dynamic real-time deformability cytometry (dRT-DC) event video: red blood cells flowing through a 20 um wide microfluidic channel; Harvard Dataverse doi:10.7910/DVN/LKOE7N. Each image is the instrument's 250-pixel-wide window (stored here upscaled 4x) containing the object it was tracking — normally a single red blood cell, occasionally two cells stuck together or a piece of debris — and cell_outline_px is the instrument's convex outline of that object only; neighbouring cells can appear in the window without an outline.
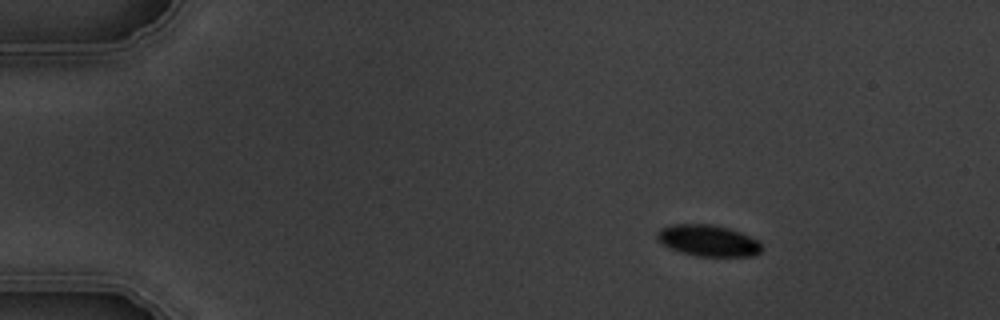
{"species": "common noctule bat (a hibernating species)", "species_latin": "Nyctalus noctula", "temperature_condition": "warm", "stored_images_in_passage": 5, "camera_frame_rate_fps": 3000, "um_per_image_px": 0.085, "animal": {"sex": "male", "body_mass_g": 19.5, "forearm_length_mm": 54.6}, "frame": {"image": 1, "passage_image": 1, "time_ms": 0.0, "image_size_px": [1000, 320], "cell_outline_px": [[764, 248], [756, 256], [696, 256], [668, 248], [656, 236], [656, 232], [660, 228], [672, 224], [712, 224], [728, 228], [740, 232], [756, 240]], "centroid_in_image_um": [60.19, 20.45], "position_along_channel_um": 24.8, "area_um2": 19.07}}
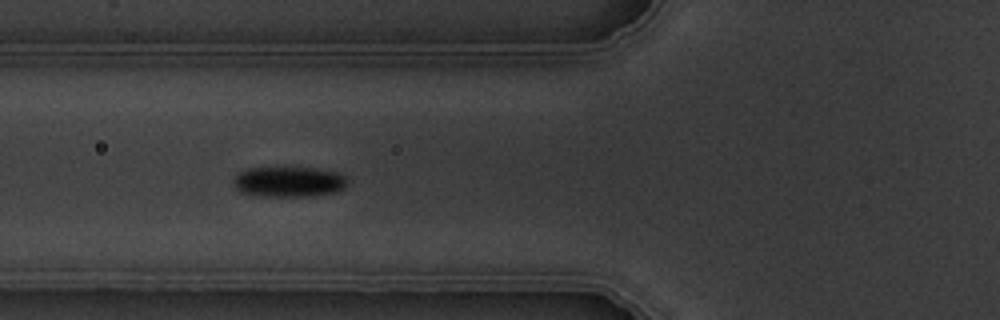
{"frame": {"image": 2, "passage_image": 4, "time_ms": 4.333, "image_size_px": [1000, 320], "cell_outline_px": [[348, 180], [344, 188], [336, 192], [312, 196], [260, 196], [240, 192], [232, 184], [232, 180], [240, 172], [248, 168], [316, 168], [340, 172], [348, 176]], "centroid_in_image_um": [24.59, 15.45], "position_along_channel_um": 101.2, "area_um2": 20.4}}
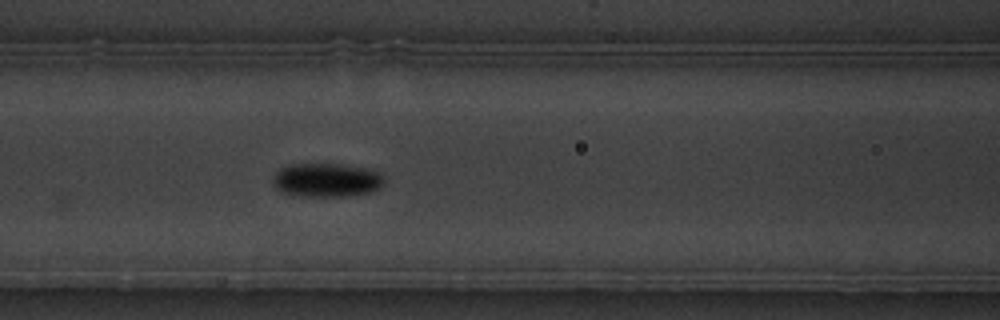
{"frame": {"image": 3, "passage_image": 5, "time_ms": 5.333, "image_size_px": [1000, 320], "cell_outline_px": [[384, 184], [380, 188], [372, 192], [348, 196], [304, 196], [280, 192], [276, 188], [272, 180], [276, 172], [280, 168], [292, 164], [340, 164], [364, 168], [380, 172], [384, 180]], "centroid_in_image_um": [27.77, 15.31], "position_along_channel_um": 138.8, "area_um2": 21.96}}